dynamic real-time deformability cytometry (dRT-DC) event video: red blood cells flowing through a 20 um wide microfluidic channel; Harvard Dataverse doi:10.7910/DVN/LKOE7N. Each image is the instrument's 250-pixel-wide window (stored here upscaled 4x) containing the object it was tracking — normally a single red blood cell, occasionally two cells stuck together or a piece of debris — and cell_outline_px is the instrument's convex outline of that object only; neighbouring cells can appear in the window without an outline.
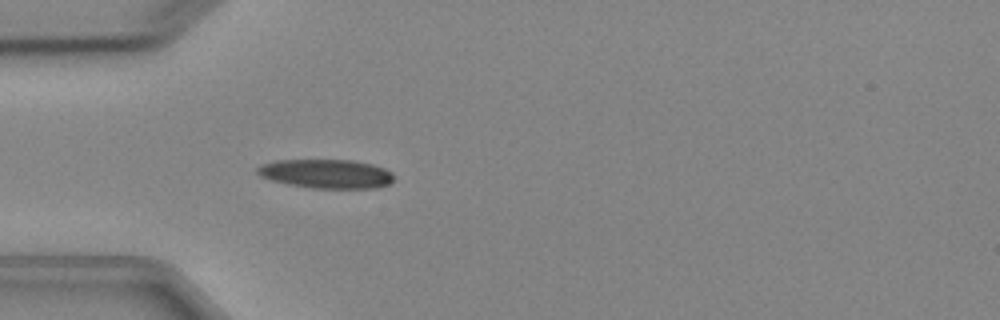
{"species": "Egyptian fruit bat (a non-hibernating species)", "species_latin": "Rousettus aegyptiacus", "temperature_condition": "cold", "stored_images_in_passage": 3, "camera_frame_rate_fps": 3000, "um_per_image_px": 0.085, "animal": {"sex": "female"}, "frame": {"image": 1, "passage_image": 3, "time_ms": 3.0, "image_size_px": [1000, 320], "cell_outline_px": [[392, 180], [388, 184], [376, 188], [312, 188], [288, 184], [272, 180], [260, 176], [256, 172], [256, 168], [260, 164], [276, 160], [356, 160], [372, 164], [384, 168], [392, 172]], "centroid_in_image_um": [27.71, 14.76], "position_along_channel_um": 57.3, "area_um2": 23.12}}